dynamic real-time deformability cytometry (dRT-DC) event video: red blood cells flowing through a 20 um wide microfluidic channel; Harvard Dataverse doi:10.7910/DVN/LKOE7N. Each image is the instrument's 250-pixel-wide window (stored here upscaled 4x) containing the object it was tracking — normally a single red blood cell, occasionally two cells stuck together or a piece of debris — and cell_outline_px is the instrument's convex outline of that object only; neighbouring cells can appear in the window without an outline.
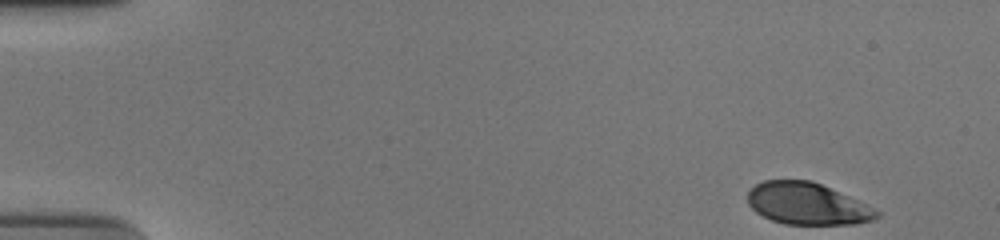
{"species": "human", "species_latin": "Homo sapiens", "temperature_condition": "cold", "stored_images_in_passage": 52, "camera_frame_rate_fps": 3000, "um_per_image_px": 0.085, "donor": {"sex": "male"}, "frame": {"image": 1, "passage_image": 1, "time_ms": 0.0, "image_size_px": [1000, 240], "cell_outline_px": [[880, 216], [872, 220], [856, 224], [784, 224], [772, 220], [756, 212], [748, 204], [748, 192], [756, 184], [764, 180], [812, 180], [848, 196], [880, 212]], "centroid_in_image_um": [68.59, 17.32], "position_along_channel_um": 16.4, "area_um2": 31.15}}
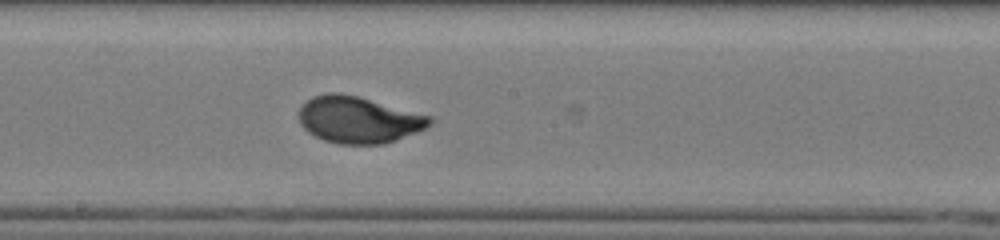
{"frame": {"image": 2, "passage_image": 28, "time_ms": 9.0, "image_size_px": [1000, 240], "cell_outline_px": [[436, 120], [432, 124], [416, 132], [396, 140], [384, 144], [340, 144], [324, 140], [308, 132], [300, 124], [300, 108], [312, 96], [328, 92], [340, 92], [356, 96], [432, 116]], "centroid_in_image_um": [30.49, 10.18], "position_along_channel_um": 217.7, "area_um2": 35.43}}
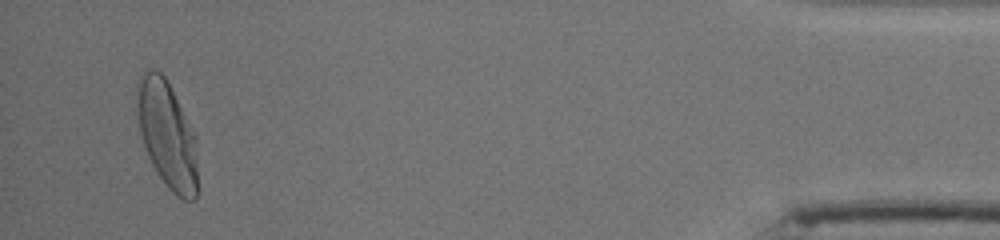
{"frame": {"image": 3, "passage_image": 50, "time_ms": 16.333, "image_size_px": [1000, 240], "cell_outline_px": [[196, 200], [184, 200], [176, 196], [168, 188], [156, 172], [148, 156], [132, 108], [136, 84], [144, 68], [152, 68], [160, 72], [164, 76], [196, 132]], "centroid_in_image_um": [14.14, 11.36], "position_along_channel_um": 421.1, "area_um2": 38.9}, "authors_computed_cell_mechanics": {"area_um2": 35.0268, "velocity_mm_per_s": 3.717, "shape_relaxation_time_tau1_ms": 3.684, "shape_relaxation_time_tau2_ms": null, "deformation_change_tau1": 0.1684, "deformation_change_tau2": null}}